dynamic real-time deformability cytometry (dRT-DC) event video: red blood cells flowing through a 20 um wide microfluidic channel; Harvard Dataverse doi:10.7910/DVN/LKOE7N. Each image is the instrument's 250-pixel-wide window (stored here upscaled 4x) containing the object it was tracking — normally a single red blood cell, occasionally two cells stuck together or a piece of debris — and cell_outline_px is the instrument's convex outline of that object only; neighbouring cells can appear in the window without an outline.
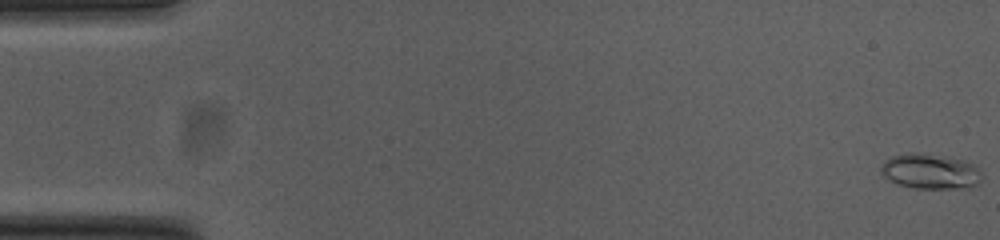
{"species": "common noctule bat (a hibernating species)", "species_latin": "Nyctalus noctula", "temperature_condition": "cold", "stored_images_in_passage": 54, "camera_frame_rate_fps": 3000, "um_per_image_px": 0.085, "animal": {"sex": "female", "body_mass_g": 23.0, "forearm_length_mm": 53.4}, "frame": {"image": 1, "passage_image": 1, "time_ms": 0.0, "image_size_px": [1000, 240], "cell_outline_px": [[980, 184], [960, 188], [916, 188], [900, 184], [888, 180], [880, 172], [880, 168], [884, 160], [892, 156], [912, 152], [948, 156], [964, 160], [972, 164], [980, 172]], "centroid_in_image_um": [79.04, 14.55], "position_along_channel_um": 6.0, "area_um2": 20.58}}
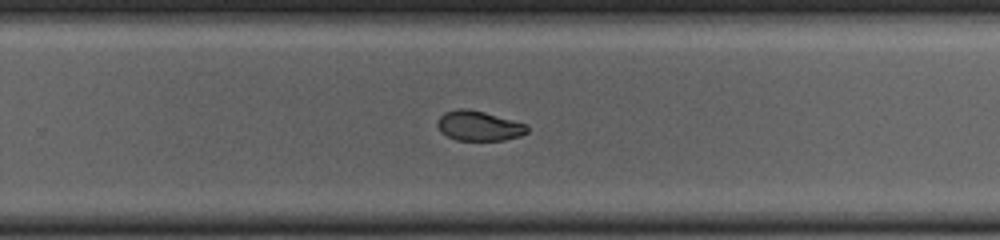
{"frame": {"image": 2, "passage_image": 35, "time_ms": 11.333, "image_size_px": [1000, 240], "cell_outline_px": [[528, 132], [520, 136], [504, 140], [456, 140], [440, 132], [436, 124], [436, 120], [444, 112], [456, 108], [468, 108], [484, 112], [528, 124]], "centroid_in_image_um": [40.68, 10.68], "position_along_channel_um": 289.1, "area_um2": 15.84}}
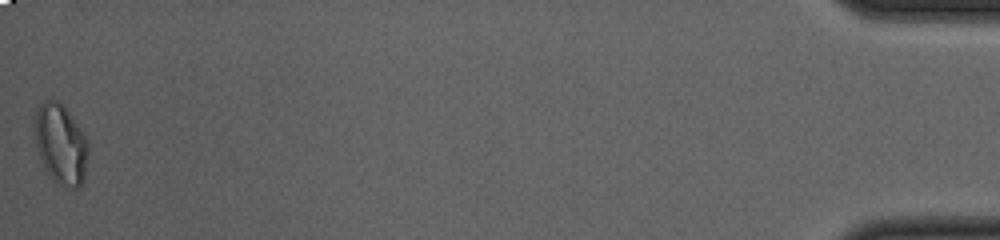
{"frame": {"image": 3, "passage_image": 54, "time_ms": 17.667, "image_size_px": [1000, 240], "cell_outline_px": [[88, 156], [84, 176], [80, 184], [76, 188], [64, 188], [56, 184], [52, 180], [40, 160], [36, 148], [36, 108], [44, 100], [52, 96], [60, 100], [64, 104], [88, 140]], "centroid_in_image_um": [5.16, 12.22], "position_along_channel_um": 430.0, "area_um2": 25.43}, "authors_computed_cell_mechanics": {"area_um2": 17.1088, "velocity_mm_per_s": 3.7958, "shape_relaxation_time_tau1_ms": null, "shape_relaxation_time_tau2_ms": 2.3723, "deformation_change_tau1": null, "deformation_change_tau2": 0.0541}}